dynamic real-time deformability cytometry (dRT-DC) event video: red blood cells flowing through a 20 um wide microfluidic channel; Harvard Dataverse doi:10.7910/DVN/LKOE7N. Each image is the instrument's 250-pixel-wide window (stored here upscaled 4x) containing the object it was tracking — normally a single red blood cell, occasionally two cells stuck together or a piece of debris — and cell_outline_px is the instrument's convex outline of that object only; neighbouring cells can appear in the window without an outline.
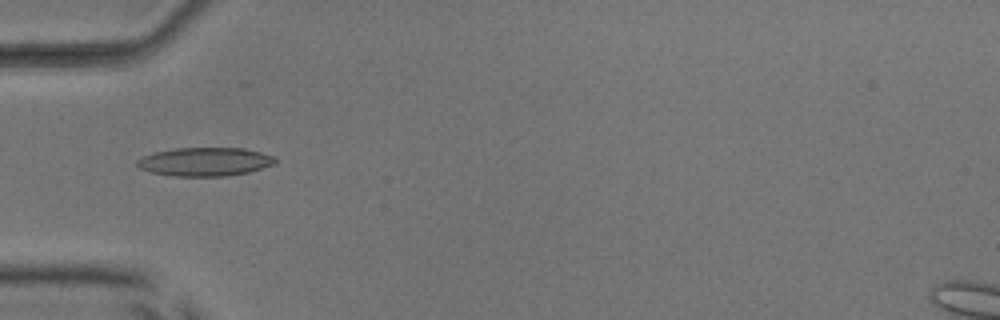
{"species": "common noctule bat (a hibernating species)", "species_latin": "Nyctalus noctula", "temperature_condition": "room temperature", "stored_images_in_passage": 51, "camera_frame_rate_fps": 3000, "um_per_image_px": 0.085, "animal": {"sex": "male", "body_mass_g": 17.9, "forearm_length_mm": 54.2}, "frame": {"image": 1, "passage_image": 17, "time_ms": 5.333, "image_size_px": [1000, 320], "cell_outline_px": [[276, 164], [248, 172], [228, 176], [172, 176], [152, 172], [140, 168], [136, 164], [136, 160], [144, 156], [156, 152], [176, 148], [244, 148], [276, 156]], "centroid_in_image_um": [17.46, 13.75], "position_along_channel_um": 67.5, "area_um2": 23.0}}
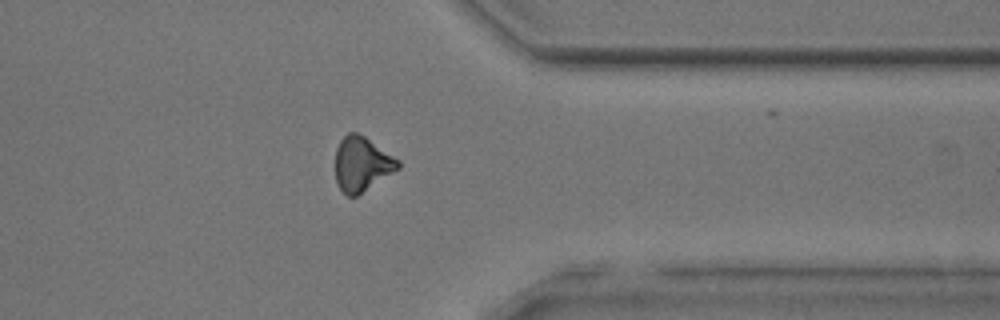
{"frame": {"image": 2, "passage_image": 41, "time_ms": 13.333, "image_size_px": [1000, 320], "cell_outline_px": [[400, 168], [356, 196], [348, 196], [336, 184], [336, 148], [340, 140], [348, 132], [356, 132], [364, 136], [400, 160]], "centroid_in_image_um": [30.75, 13.93], "position_along_channel_um": 380.6, "area_um2": 19.77}}
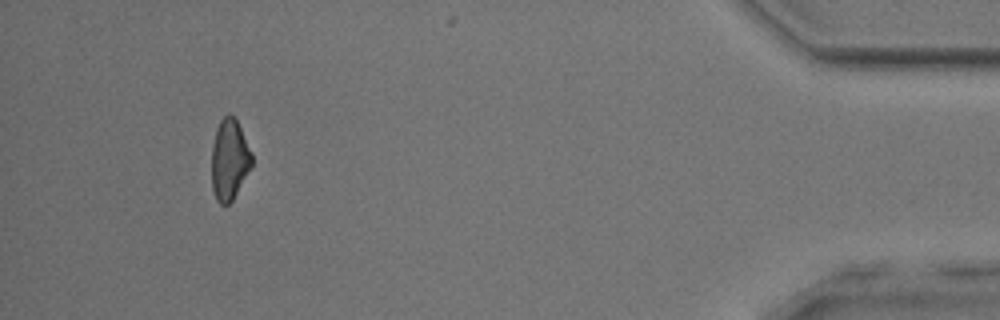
{"frame": {"image": 3, "passage_image": 48, "time_ms": 15.667, "image_size_px": [1000, 320], "cell_outline_px": [[252, 164], [232, 200], [228, 204], [220, 204], [216, 200], [212, 188], [212, 144], [216, 128], [220, 120], [228, 112], [236, 120], [252, 152]], "centroid_in_image_um": [19.48, 13.55], "position_along_channel_um": 415.7, "area_um2": 18.73}, "authors_computed_cell_mechanics": {"area_um2": 20.5768, "velocity_mm_per_s": 4.0088, "shape_relaxation_time_tau1_ms": 3.7673, "shape_relaxation_time_tau2_ms": 3.677, "deformation_change_tau1": 0.1484, "deformation_change_tau2": 0.1387}}